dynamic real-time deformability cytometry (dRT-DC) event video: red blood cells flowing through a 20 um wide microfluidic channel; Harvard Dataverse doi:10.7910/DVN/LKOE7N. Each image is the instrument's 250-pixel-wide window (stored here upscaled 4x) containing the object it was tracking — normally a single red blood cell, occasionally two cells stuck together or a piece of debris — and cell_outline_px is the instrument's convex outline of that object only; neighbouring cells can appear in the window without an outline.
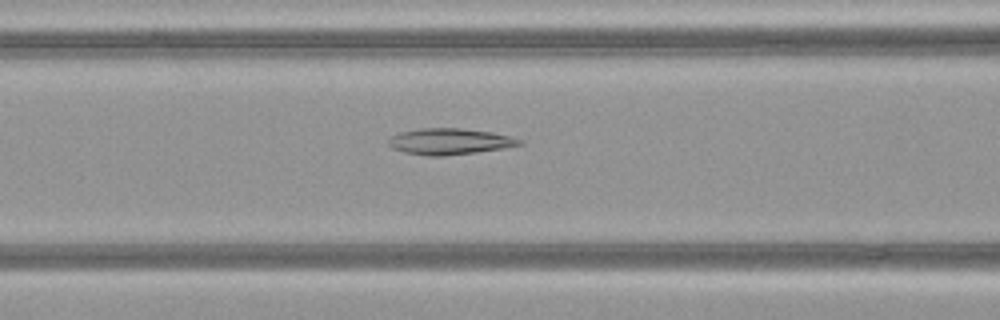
{"species": "common noctule bat (a hibernating species)", "species_latin": "Nyctalus noctula", "temperature_condition": "warm", "stored_images_in_passage": 49, "camera_frame_rate_fps": 3000, "um_per_image_px": 0.085, "animal": {"sex": "female", "body_mass_g": 21.9}, "frame": {"image": 1, "passage_image": 20, "time_ms": 6.333, "image_size_px": [1000, 320], "cell_outline_px": [[524, 144], [504, 148], [476, 152], [444, 156], [428, 156], [404, 152], [392, 148], [388, 144], [388, 140], [392, 136], [400, 132], [420, 128], [460, 128], [492, 132], [512, 136], [524, 140]], "centroid_in_image_um": [38.25, 12.02], "position_along_channel_um": 128.3, "area_um2": 20.11}}
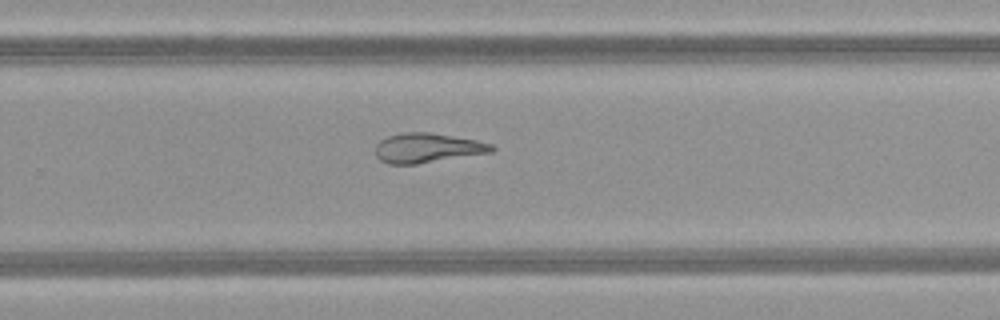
{"frame": {"image": 2, "passage_image": 32, "time_ms": 10.333, "image_size_px": [1000, 320], "cell_outline_px": [[496, 148], [492, 152], [416, 164], [388, 164], [380, 160], [376, 156], [376, 144], [380, 140], [388, 136], [404, 132], [428, 132], [476, 140], [492, 144]], "centroid_in_image_um": [36.31, 12.57], "position_along_channel_um": 293.5, "area_um2": 19.94}}
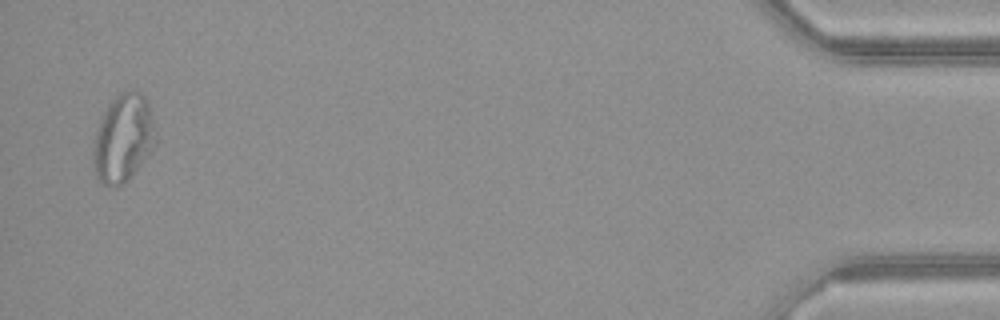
{"frame": {"image": 3, "passage_image": 48, "time_ms": 15.667, "image_size_px": [1000, 320], "cell_outline_px": [[156, 144], [148, 156], [120, 184], [104, 184], [96, 176], [92, 160], [96, 132], [100, 120], [108, 104], [120, 92], [140, 92], [148, 100], [152, 116], [156, 140]], "centroid_in_image_um": [10.48, 11.7], "position_along_channel_um": 424.7, "area_um2": 31.1}, "authors_computed_cell_mechanics": {"area_um2": 25.2008, "velocity_mm_per_s": 4.1425, "shape_relaxation_time_tau1_ms": null, "shape_relaxation_time_tau2_ms": 6.4529, "deformation_change_tau1": null, "deformation_change_tau2": 0.1943}}